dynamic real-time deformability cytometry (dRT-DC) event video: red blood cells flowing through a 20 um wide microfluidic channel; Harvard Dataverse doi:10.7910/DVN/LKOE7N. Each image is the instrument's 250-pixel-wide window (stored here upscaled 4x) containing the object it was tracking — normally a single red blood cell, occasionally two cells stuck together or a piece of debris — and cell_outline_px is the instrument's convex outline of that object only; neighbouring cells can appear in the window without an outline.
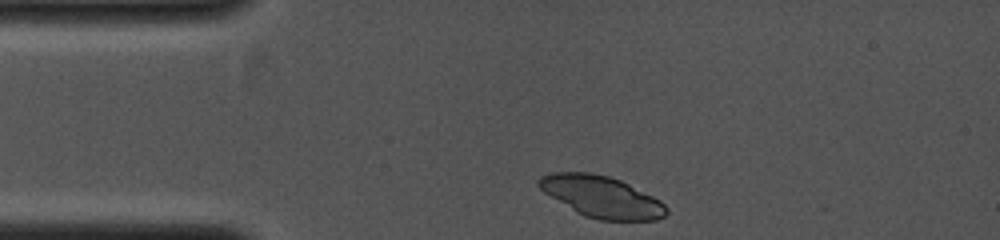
{"species": "common noctule bat (a hibernating species)", "species_latin": "Nyctalus noctula", "temperature_condition": "cold", "stored_images_in_passage": 2, "camera_frame_rate_fps": 4000, "um_per_image_px": 0.085, "animal": {"sex": "female", "body_mass_g": 19.0, "forearm_length_mm": 53.3}, "frame": {"image": 1, "passage_image": 1, "time_ms": 0.0, "image_size_px": [1000, 240], "cell_outline_px": [[668, 212], [664, 216], [656, 220], [600, 220], [584, 216], [576, 212], [544, 192], [536, 184], [536, 180], [540, 176], [552, 172], [588, 172], [608, 176], [620, 180], [660, 200], [668, 208]], "centroid_in_image_um": [51.11, 16.72], "position_along_channel_um": 33.9, "area_um2": 30.69}}